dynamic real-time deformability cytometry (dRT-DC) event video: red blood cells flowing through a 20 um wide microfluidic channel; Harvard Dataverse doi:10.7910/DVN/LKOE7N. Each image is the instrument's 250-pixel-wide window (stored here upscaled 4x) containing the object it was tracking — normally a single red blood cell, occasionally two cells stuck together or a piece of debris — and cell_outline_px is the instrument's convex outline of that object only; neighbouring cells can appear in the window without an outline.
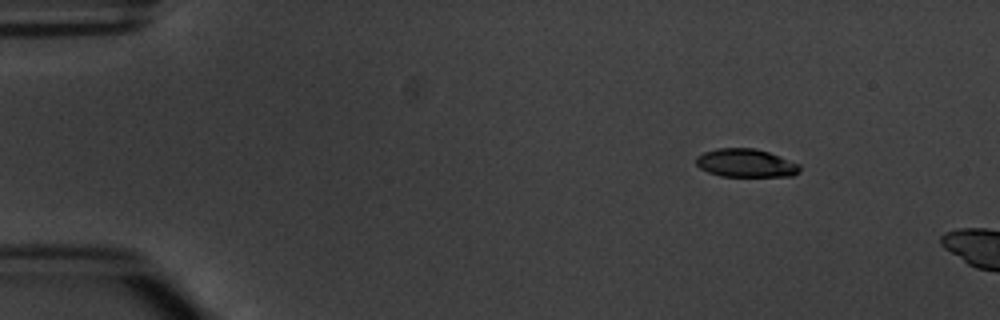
{"species": "common noctule bat (a hibernating species)", "species_latin": "Nyctalus noctula", "temperature_condition": "warm", "stored_images_in_passage": 3, "camera_frame_rate_fps": 3000, "um_per_image_px": 0.085, "animal": {"sex": "male", "body_mass_g": 20.1, "forearm_length_mm": 53.5}, "frame": {"image": 1, "passage_image": 1, "time_ms": 0.0, "image_size_px": [1000, 320], "cell_outline_px": [[800, 172], [792, 176], [720, 176], [708, 172], [700, 168], [696, 164], [696, 156], [704, 152], [716, 148], [756, 148], [768, 152], [800, 164]], "centroid_in_image_um": [63.39, 13.86], "position_along_channel_um": 21.6, "area_um2": 17.11}}